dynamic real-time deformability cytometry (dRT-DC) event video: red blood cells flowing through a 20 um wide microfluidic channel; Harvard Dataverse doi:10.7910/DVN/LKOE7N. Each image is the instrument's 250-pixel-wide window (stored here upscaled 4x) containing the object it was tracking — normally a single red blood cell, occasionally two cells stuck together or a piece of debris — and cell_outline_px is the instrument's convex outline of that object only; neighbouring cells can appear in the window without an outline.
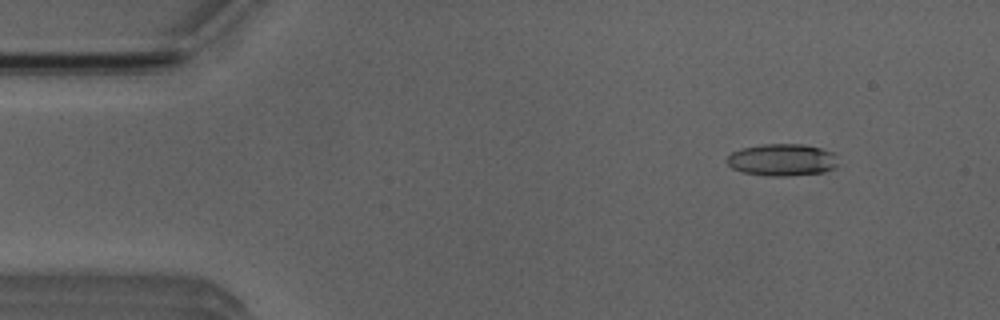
{"species": "Egyptian fruit bat (a non-hibernating species)", "species_latin": "Rousettus aegyptiacus", "temperature_condition": "room temperature", "stored_images_in_passage": 5, "camera_frame_rate_fps": 3000, "um_per_image_px": 0.085, "animal": {"sex": "male"}, "frame": {"image": 1, "passage_image": 2, "time_ms": 1.333, "image_size_px": [1000, 320], "cell_outline_px": [[836, 168], [824, 172], [788, 176], [764, 176], [740, 172], [732, 168], [728, 164], [728, 156], [732, 152], [744, 148], [764, 144], [804, 144], [820, 148], [832, 152], [836, 164]], "centroid_in_image_um": [66.46, 13.6], "position_along_channel_um": 18.5, "area_um2": 20.69}}